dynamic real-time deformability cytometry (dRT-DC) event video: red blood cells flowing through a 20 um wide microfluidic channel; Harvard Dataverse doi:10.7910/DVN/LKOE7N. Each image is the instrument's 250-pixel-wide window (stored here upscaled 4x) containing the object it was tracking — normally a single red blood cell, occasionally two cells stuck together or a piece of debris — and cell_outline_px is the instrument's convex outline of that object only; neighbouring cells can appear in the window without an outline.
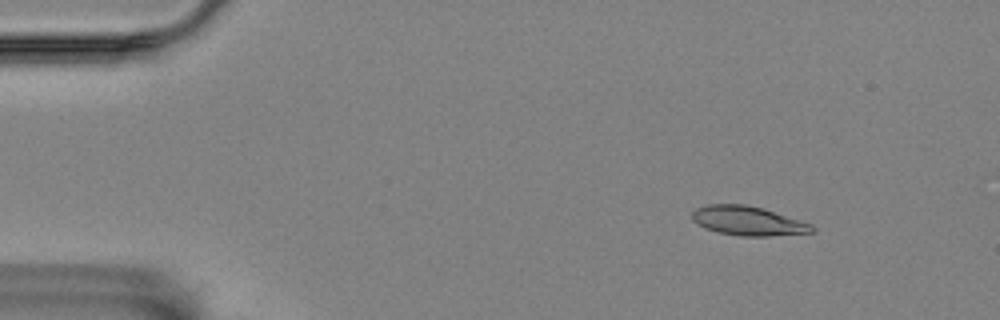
{"species": "Egyptian fruit bat (a non-hibernating species)", "species_latin": "Rousettus aegyptiacus", "temperature_condition": "room temperature", "stored_images_in_passage": 4, "segment_of_instrument_passage": [1, 2], "camera_frame_rate_fps": 3000, "um_per_image_px": 0.085, "animal": {"sex": "female"}, "frame": {"image": 1, "passage_image": 2, "time_ms": 0.333, "image_size_px": [1000, 320], "cell_outline_px": [[816, 228], [812, 232], [768, 236], [740, 236], [720, 232], [708, 228], [692, 220], [692, 212], [696, 208], [708, 204], [744, 204], [764, 208], [812, 224]], "centroid_in_image_um": [63.6, 18.76], "position_along_channel_um": 21.4, "area_um2": 20.23}}